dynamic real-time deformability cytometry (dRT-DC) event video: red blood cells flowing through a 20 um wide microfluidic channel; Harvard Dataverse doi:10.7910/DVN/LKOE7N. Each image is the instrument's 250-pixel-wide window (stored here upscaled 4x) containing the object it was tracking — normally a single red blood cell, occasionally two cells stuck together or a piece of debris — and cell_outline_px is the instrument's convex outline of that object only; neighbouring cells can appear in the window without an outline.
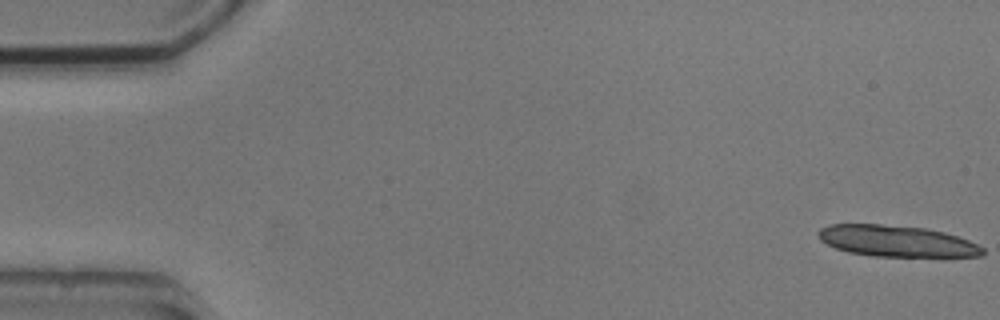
{"species": "common noctule bat (a hibernating species)", "species_latin": "Nyctalus noctula", "temperature_condition": "cold", "stored_images_in_passage": 5, "camera_frame_rate_fps": 3000, "um_per_image_px": 0.085, "animal": {"sex": "male", "body_mass_g": 20.5, "forearm_length_mm": 52.5}, "frame": {"image": 1, "passage_image": 1, "time_ms": 0.0, "image_size_px": [1000, 320], "cell_outline_px": [[984, 256], [872, 256], [848, 252], [836, 248], [820, 240], [816, 232], [820, 228], [828, 224], [880, 224], [928, 228], [944, 232], [968, 240], [984, 248]], "centroid_in_image_um": [76.18, 20.48], "position_along_channel_um": 8.8, "area_um2": 29.94}}